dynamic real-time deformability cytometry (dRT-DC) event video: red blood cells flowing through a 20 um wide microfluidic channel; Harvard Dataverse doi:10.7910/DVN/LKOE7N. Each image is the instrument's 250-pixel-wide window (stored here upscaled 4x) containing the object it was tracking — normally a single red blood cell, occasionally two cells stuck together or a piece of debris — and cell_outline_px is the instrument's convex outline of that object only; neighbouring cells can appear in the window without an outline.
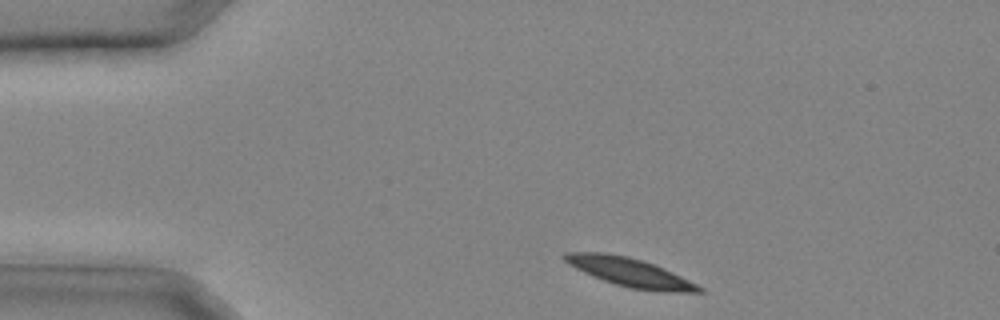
{"species": "common noctule bat (a hibernating species)", "species_latin": "Nyctalus noctula", "temperature_condition": "cold", "stored_images_in_passage": 27, "segment_of_instrument_passage": [1, 2], "camera_frame_rate_fps": 3000, "um_per_image_px": 0.085, "animal": {"sex": "male", "body_mass_g": 20.4}, "frame": {"image": 1, "passage_image": 1, "time_ms": 0.0, "image_size_px": [1000, 320], "cell_outline_px": [[704, 292], [664, 292], [632, 288], [616, 284], [592, 276], [568, 264], [560, 256], [564, 252], [604, 252], [628, 256], [644, 260], [664, 268], [704, 288]], "centroid_in_image_um": [53.51, 23.13], "position_along_channel_um": 31.5, "area_um2": 22.37}}
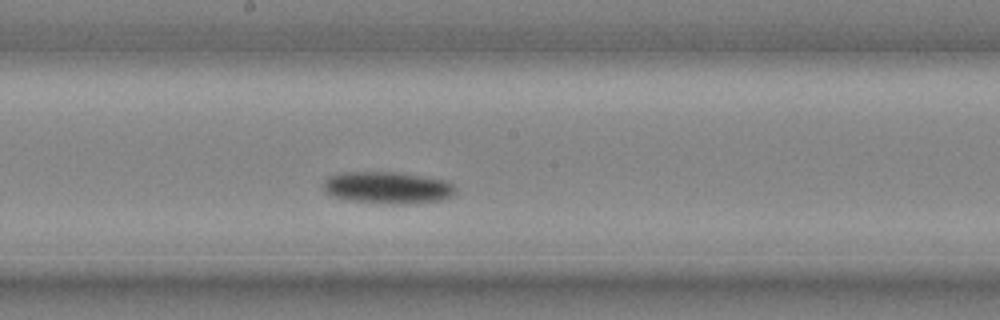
{"frame": {"image": 2, "passage_image": 13, "time_ms": 4.0, "image_size_px": [1000, 320], "cell_outline_px": [[456, 192], [452, 196], [440, 200], [408, 204], [396, 204], [352, 200], [332, 196], [324, 192], [324, 180], [328, 176], [340, 172], [396, 172], [448, 180], [456, 188]], "centroid_in_image_um": [32.96, 15.94], "position_along_channel_um": 215.2, "area_um2": 24.62}}
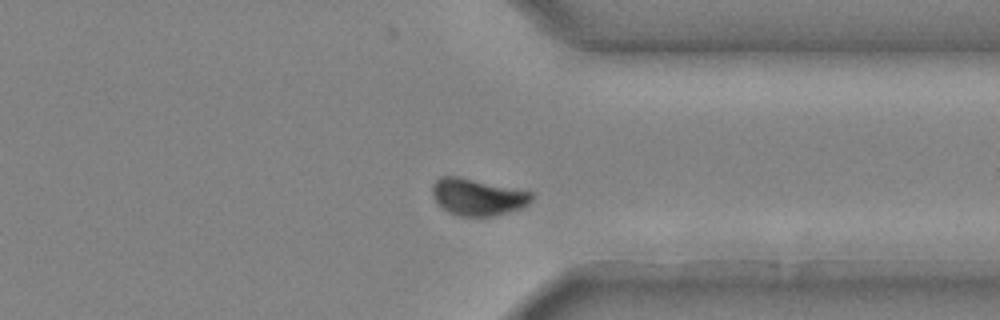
{"frame": {"image": 3, "passage_image": 21, "time_ms": 6.667, "image_size_px": [1000, 320], "cell_outline_px": [[532, 200], [528, 204], [520, 208], [508, 212], [492, 216], [460, 216], [448, 212], [432, 196], [432, 184], [440, 176], [456, 176], [532, 192]], "centroid_in_image_um": [40.58, 16.74], "position_along_channel_um": 370.8, "area_um2": 20.98}}